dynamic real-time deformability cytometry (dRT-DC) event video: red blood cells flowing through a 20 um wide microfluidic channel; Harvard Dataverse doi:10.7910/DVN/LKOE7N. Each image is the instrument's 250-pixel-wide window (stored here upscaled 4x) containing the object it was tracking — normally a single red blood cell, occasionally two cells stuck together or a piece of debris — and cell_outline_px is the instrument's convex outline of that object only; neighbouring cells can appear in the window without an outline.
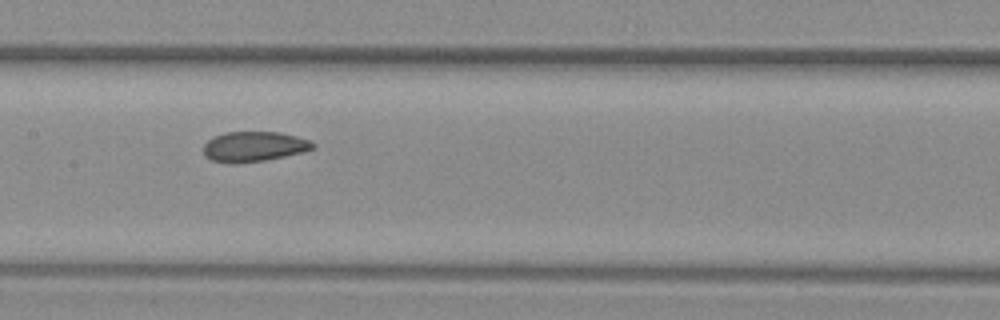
{"species": "common noctule bat (a hibernating species)", "species_latin": "Nyctalus noctula", "temperature_condition": "warm", "stored_images_in_passage": 9, "camera_frame_rate_fps": 3000, "um_per_image_px": 0.085, "animal": {"sex": "female", "body_mass_g": 29.2, "forearm_length_mm": 56.3}, "frame": {"image": 1, "passage_image": 8, "time_ms": 2.333, "image_size_px": [1000, 320], "cell_outline_px": [[316, 148], [304, 152], [264, 160], [228, 164], [212, 160], [204, 156], [204, 144], [212, 136], [224, 132], [280, 132], [312, 140], [316, 144]], "centroid_in_image_um": [21.6, 12.45], "position_along_channel_um": 185.8, "area_um2": 19.42}}
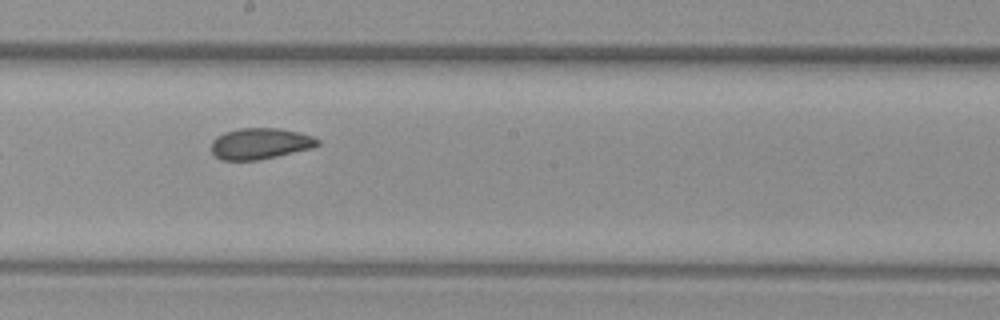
{"frame": {"image": 2, "passage_image": 9, "time_ms": 2.667, "image_size_px": [1000, 320], "cell_outline_px": [[320, 144], [312, 148], [276, 156], [256, 160], [220, 160], [212, 152], [212, 140], [216, 136], [224, 132], [240, 128], [280, 128], [300, 132], [312, 136], [320, 140]], "centroid_in_image_um": [22.11, 12.19], "position_along_channel_um": 226.1, "area_um2": 19.31}}